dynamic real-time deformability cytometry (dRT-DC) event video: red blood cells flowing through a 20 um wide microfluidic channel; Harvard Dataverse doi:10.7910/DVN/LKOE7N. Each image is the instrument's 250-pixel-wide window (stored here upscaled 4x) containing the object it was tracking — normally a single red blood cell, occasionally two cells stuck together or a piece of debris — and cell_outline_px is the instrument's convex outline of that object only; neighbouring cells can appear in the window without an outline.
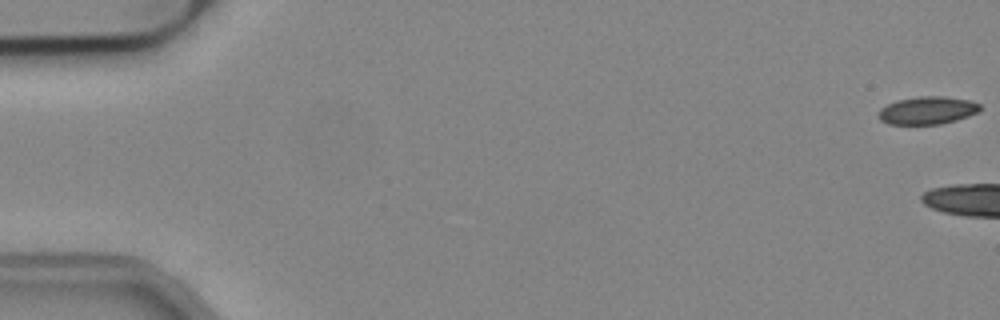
{"species": "common noctule bat (a hibernating species)", "species_latin": "Nyctalus noctula", "temperature_condition": "cold", "stored_images_in_passage": 6, "camera_frame_rate_fps": 3000, "um_per_image_px": 0.085, "animal": {"sex": "male", "body_mass_g": 19.2, "forearm_length_mm": 51.8}, "frame": {"image": 1, "passage_image": 1, "time_ms": 0.0, "image_size_px": [1000, 320], "cell_outline_px": [[980, 108], [976, 112], [968, 116], [956, 120], [940, 124], [888, 124], [880, 120], [880, 108], [888, 104], [900, 100], [920, 96], [944, 96], [968, 100], [980, 104]], "centroid_in_image_um": [78.83, 9.38], "position_along_channel_um": 6.2, "area_um2": 16.13}}